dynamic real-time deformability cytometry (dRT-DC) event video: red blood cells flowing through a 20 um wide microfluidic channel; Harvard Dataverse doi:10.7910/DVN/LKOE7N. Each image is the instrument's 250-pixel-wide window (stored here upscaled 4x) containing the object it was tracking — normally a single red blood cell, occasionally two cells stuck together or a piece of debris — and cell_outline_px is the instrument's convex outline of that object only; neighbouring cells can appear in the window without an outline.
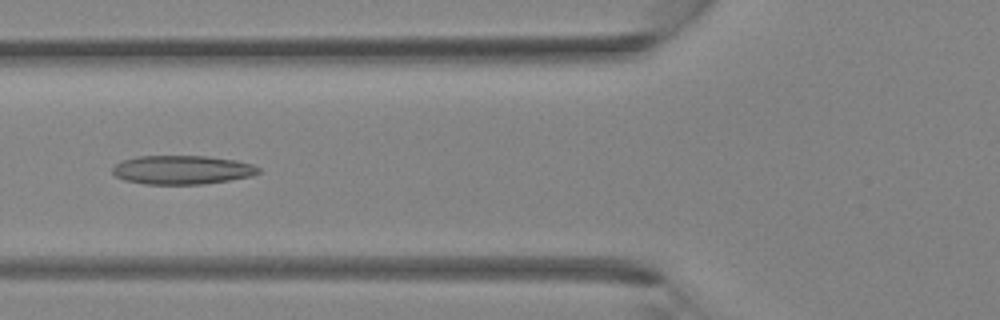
{"species": "Egyptian fruit bat (a non-hibernating species)", "species_latin": "Rousettus aegyptiacus", "temperature_condition": "room temperature", "stored_images_in_passage": 37, "camera_frame_rate_fps": 3000, "um_per_image_px": 0.085, "animal": {"sex": "female"}, "frame": {"image": 1, "passage_image": 14, "time_ms": 4.333, "image_size_px": [1000, 320], "cell_outline_px": [[260, 172], [252, 176], [228, 180], [200, 184], [144, 184], [124, 180], [116, 176], [112, 172], [112, 168], [116, 164], [124, 160], [136, 156], [208, 156], [236, 160], [252, 164], [260, 168]], "centroid_in_image_um": [15.48, 14.43], "position_along_channel_um": 110.3, "area_um2": 24.51}}
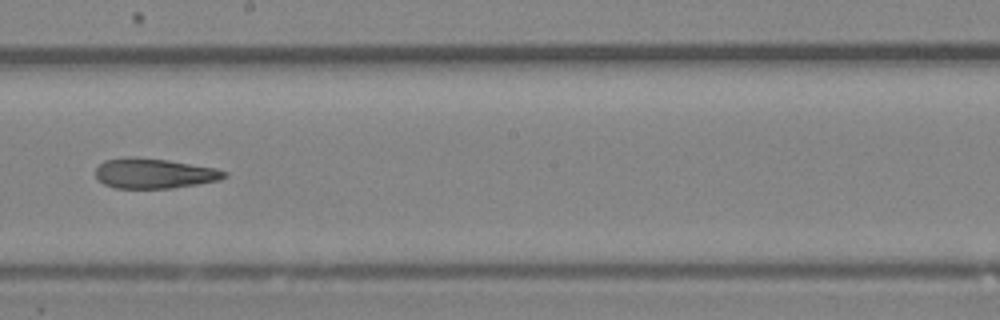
{"frame": {"image": 2, "passage_image": 21, "time_ms": 6.667, "image_size_px": [1000, 320], "cell_outline_px": [[228, 176], [220, 180], [172, 188], [116, 188], [104, 184], [96, 176], [96, 168], [104, 160], [124, 156], [132, 156], [168, 160], [216, 168], [228, 172]], "centroid_in_image_um": [13.11, 14.72], "position_along_channel_um": 235.1, "area_um2": 22.66}}
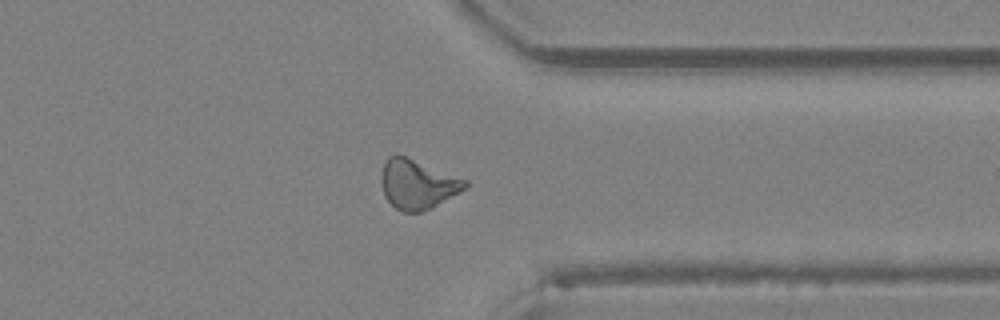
{"frame": {"image": 3, "passage_image": 29, "time_ms": 9.333, "image_size_px": [1000, 320], "cell_outline_px": [[468, 184], [464, 188], [432, 208], [420, 212], [404, 212], [396, 208], [384, 196], [380, 176], [384, 164], [388, 156], [404, 156], [468, 180]], "centroid_in_image_um": [35.46, 15.67], "position_along_channel_um": 375.9, "area_um2": 23.64}}